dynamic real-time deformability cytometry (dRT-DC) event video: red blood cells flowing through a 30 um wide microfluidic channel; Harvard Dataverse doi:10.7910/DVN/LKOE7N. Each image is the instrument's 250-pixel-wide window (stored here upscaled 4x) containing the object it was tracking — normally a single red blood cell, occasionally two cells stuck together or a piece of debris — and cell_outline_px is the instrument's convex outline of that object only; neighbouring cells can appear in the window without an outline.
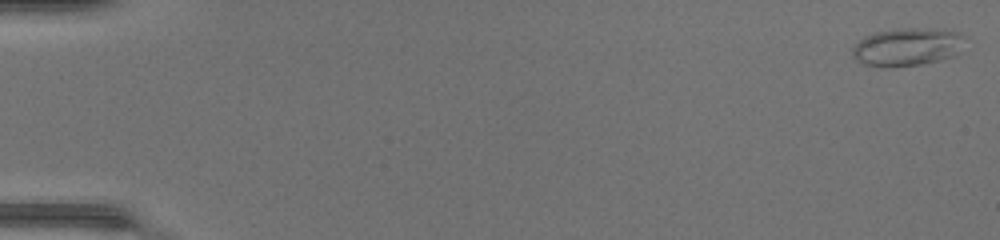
{"species": "common noctule bat (a hibernating species)", "species_latin": "Nyctalus noctula", "temperature_condition": "warm", "stored_images_in_passage": 48, "camera_frame_rate_fps": 3000, "um_per_image_px": 0.085, "animal": {"sex": "female", "body_mass_g": 17.0, "forearm_length_mm": 48.0}, "frame": {"image": 1, "passage_image": 1, "time_ms": 0.0, "image_size_px": [1000, 240], "cell_outline_px": [[964, 36], [956, 56], [920, 64], [864, 64], [856, 60], [852, 56], [852, 48], [864, 36], [872, 32], [904, 28], [944, 28], [960, 32]], "centroid_in_image_um": [77.15, 3.92], "position_along_channel_um": 7.9, "area_um2": 24.33}}
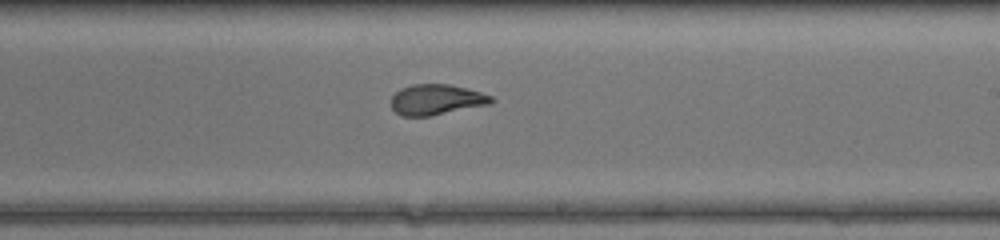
{"frame": {"image": 2, "passage_image": 30, "time_ms": 9.667, "image_size_px": [1000, 240], "cell_outline_px": [[496, 100], [492, 104], [428, 116], [400, 116], [392, 108], [392, 96], [400, 88], [412, 84], [448, 84], [468, 88], [492, 96]], "centroid_in_image_um": [37.12, 8.46], "position_along_channel_um": 251.9, "area_um2": 17.92}}
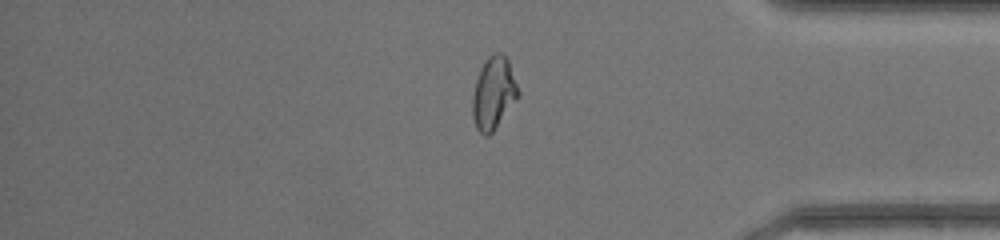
{"frame": {"image": 3, "passage_image": 41, "time_ms": 13.333, "image_size_px": [1000, 240], "cell_outline_px": [[520, 96], [492, 132], [488, 136], [484, 136], [476, 128], [472, 116], [472, 96], [476, 80], [480, 68], [484, 60], [492, 52], [500, 52], [508, 56], [520, 92]], "centroid_in_image_um": [41.97, 7.87], "position_along_channel_um": 393.2, "area_um2": 19.71}, "authors_computed_cell_mechanics": {"area_um2": 19.3341, "velocity_mm_per_s": 4.3871, "shape_relaxation_time_tau1_ms": 9.3467, "shape_relaxation_time_tau2_ms": 0.8318, "deformation_change_tau1": 0.3212, "deformation_change_tau2": 0.0713}}